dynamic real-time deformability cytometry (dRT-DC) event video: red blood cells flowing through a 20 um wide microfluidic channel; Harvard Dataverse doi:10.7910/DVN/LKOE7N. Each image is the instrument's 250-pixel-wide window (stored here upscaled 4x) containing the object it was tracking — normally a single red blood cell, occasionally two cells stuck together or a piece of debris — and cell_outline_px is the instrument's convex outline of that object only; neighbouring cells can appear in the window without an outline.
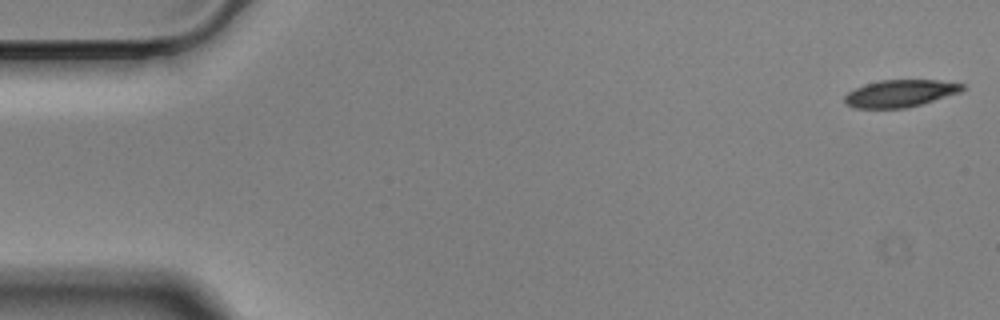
{"species": "Egyptian fruit bat (a non-hibernating species)", "species_latin": "Rousettus aegyptiacus", "temperature_condition": "cold", "stored_images_in_passage": 57, "camera_frame_rate_fps": 3000, "um_per_image_px": 0.085, "animal": {"sex": "male"}, "frame": {"image": 1, "passage_image": 1, "time_ms": 0.0, "image_size_px": [1000, 320], "cell_outline_px": [[968, 88], [960, 92], [908, 108], [852, 108], [844, 100], [844, 96], [848, 92], [864, 84], [880, 80], [936, 80], [964, 84]], "centroid_in_image_um": [76.52, 7.93], "position_along_channel_um": 8.5, "area_um2": 18.67}}
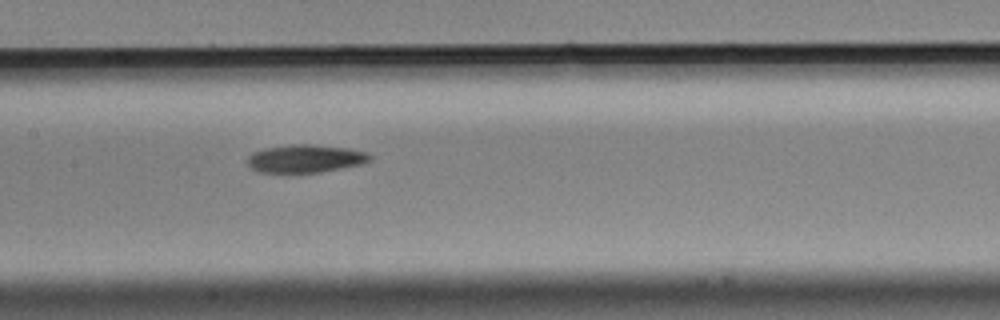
{"frame": {"image": 2, "passage_image": 27, "time_ms": 8.667, "image_size_px": [1000, 320], "cell_outline_px": [[372, 160], [364, 164], [320, 172], [260, 172], [252, 168], [248, 164], [248, 156], [252, 152], [264, 148], [292, 144], [312, 144], [348, 148], [368, 152], [372, 156]], "centroid_in_image_um": [26.01, 13.47], "position_along_channel_um": 181.4, "area_um2": 20.06}}
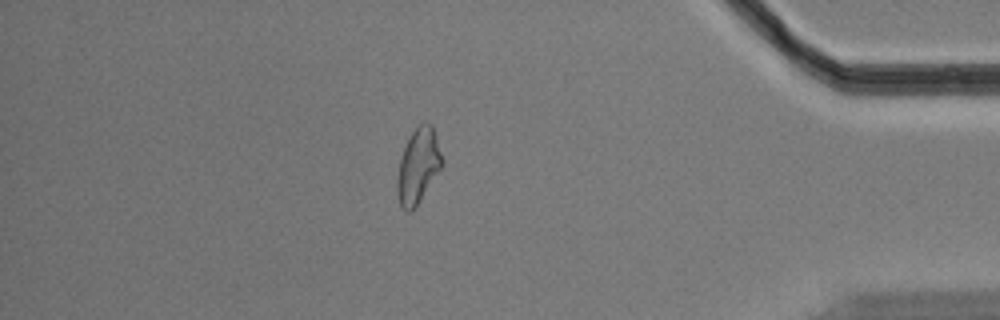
{"frame": {"image": 3, "passage_image": 49, "time_ms": 16.0, "image_size_px": [1000, 320], "cell_outline_px": [[444, 164], [416, 204], [408, 212], [400, 204], [396, 188], [396, 180], [400, 160], [404, 148], [412, 132], [424, 120], [428, 120], [432, 124], [444, 160]], "centroid_in_image_um": [35.56, 14.02], "position_along_channel_um": 399.6, "area_um2": 19.25}, "authors_computed_cell_mechanics": {"area_um2": 19.8832, "velocity_mm_per_s": 3.4939, "shape_relaxation_time_tau1_ms": 7.4452, "shape_relaxation_time_tau2_ms": null, "deformation_change_tau1": 0.1765, "deformation_change_tau2": null}}